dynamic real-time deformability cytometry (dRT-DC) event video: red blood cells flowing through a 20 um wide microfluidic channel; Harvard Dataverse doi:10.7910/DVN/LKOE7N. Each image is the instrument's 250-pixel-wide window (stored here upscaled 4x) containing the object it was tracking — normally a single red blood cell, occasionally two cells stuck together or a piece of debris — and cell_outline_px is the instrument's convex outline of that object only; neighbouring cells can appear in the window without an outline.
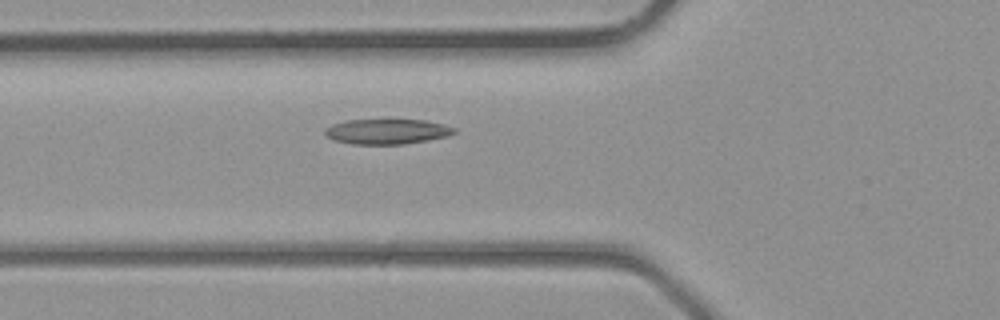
{"species": "common noctule bat (a hibernating species)", "species_latin": "Nyctalus noctula", "temperature_condition": "room temperature", "stored_images_in_passage": 27, "camera_frame_rate_fps": 3000, "um_per_image_px": 0.085, "animal": {"sex": "male", "body_mass_g": 23.1, "forearm_length_mm": 52.7}, "frame": {"image": 1, "passage_image": 2, "time_ms": 0.333, "image_size_px": [1000, 320], "cell_outline_px": [[456, 132], [448, 136], [428, 140], [404, 144], [352, 144], [336, 140], [328, 136], [324, 132], [324, 128], [332, 124], [348, 120], [424, 120], [444, 124], [456, 128]], "centroid_in_image_um": [32.92, 11.18], "position_along_channel_um": 92.9, "area_um2": 18.84}}
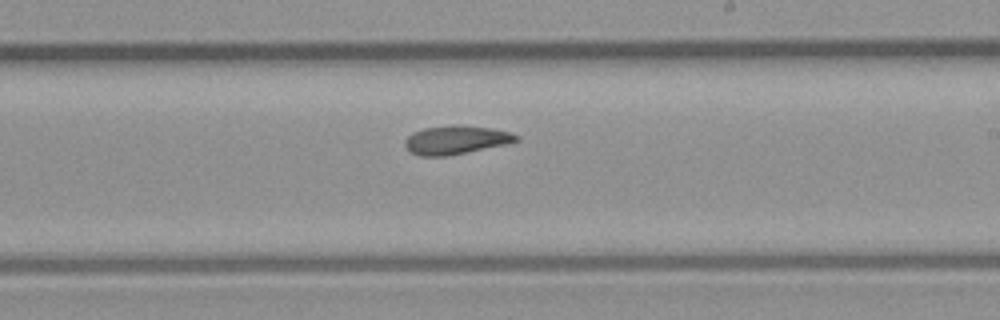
{"frame": {"image": 2, "passage_image": 11, "time_ms": 3.333, "image_size_px": [1000, 320], "cell_outline_px": [[520, 140], [504, 144], [444, 156], [420, 156], [412, 152], [404, 144], [404, 140], [412, 132], [424, 128], [492, 128], [512, 132], [520, 136]], "centroid_in_image_um": [38.75, 11.93], "position_along_channel_um": 250.2, "area_um2": 17.4}}
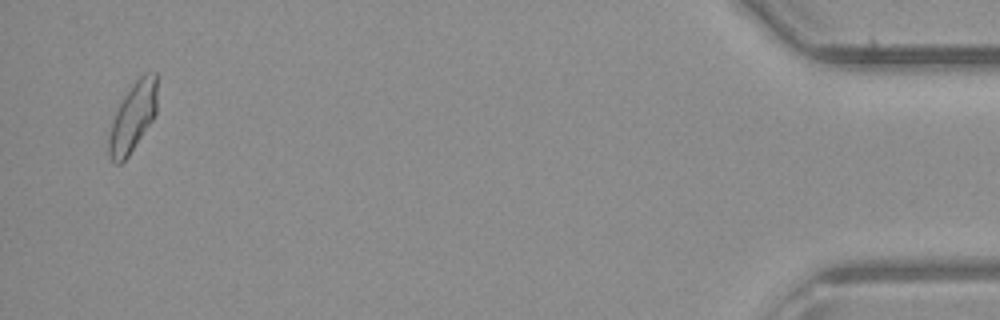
{"frame": {"image": 3, "passage_image": 26, "time_ms": 8.333, "image_size_px": [1000, 320], "cell_outline_px": [[156, 112], [152, 120], [128, 156], [120, 164], [116, 164], [112, 160], [108, 152], [108, 136], [116, 112], [124, 96], [136, 80], [144, 72], [156, 72]], "centroid_in_image_um": [11.29, 9.96], "position_along_channel_um": 423.9, "area_um2": 19.02}}